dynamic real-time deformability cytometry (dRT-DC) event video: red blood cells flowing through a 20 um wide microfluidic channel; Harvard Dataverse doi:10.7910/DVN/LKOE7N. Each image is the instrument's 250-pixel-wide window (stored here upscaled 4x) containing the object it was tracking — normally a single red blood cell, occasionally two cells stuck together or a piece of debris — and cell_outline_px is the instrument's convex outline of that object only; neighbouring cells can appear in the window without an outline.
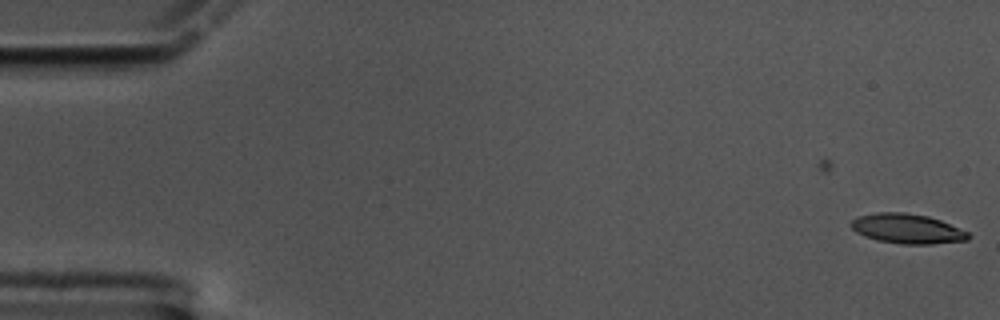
{"species": "common noctule bat (a hibernating species)", "species_latin": "Nyctalus noctula", "temperature_condition": "cold", "stored_images_in_passage": 6, "camera_frame_rate_fps": 3000, "um_per_image_px": 0.085, "animal": {"sex": "male", "body_mass_g": 17.5, "forearm_length_mm": 52.3}, "frame": {"image": 1, "passage_image": 6, "time_ms": 1.667, "image_size_px": [1000, 320], "cell_outline_px": [[972, 236], [968, 240], [932, 244], [904, 244], [876, 240], [864, 236], [856, 232], [848, 224], [852, 220], [860, 216], [876, 212], [904, 212], [928, 216], [940, 220], [968, 232]], "centroid_in_image_um": [77.11, 19.44], "position_along_channel_um": 7.9, "area_um2": 20.35}}